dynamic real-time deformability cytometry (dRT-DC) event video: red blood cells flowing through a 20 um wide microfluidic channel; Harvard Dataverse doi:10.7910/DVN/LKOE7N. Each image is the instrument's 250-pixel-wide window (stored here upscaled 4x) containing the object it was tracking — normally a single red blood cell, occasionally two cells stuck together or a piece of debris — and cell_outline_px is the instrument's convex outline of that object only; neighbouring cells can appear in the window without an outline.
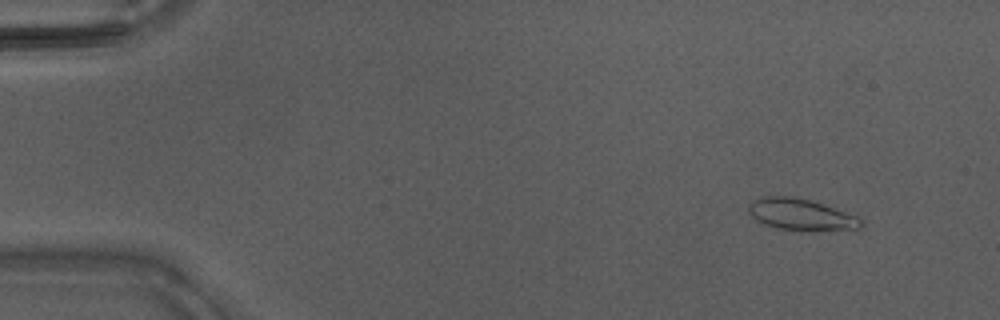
{"species": "Egyptian fruit bat (a non-hibernating species)", "species_latin": "Rousettus aegyptiacus", "temperature_condition": "warm", "stored_images_in_passage": 42, "camera_frame_rate_fps": 3000, "um_per_image_px": 0.085, "animal": {"sex": "male"}, "frame": {"image": 1, "passage_image": 1, "time_ms": 0.0, "image_size_px": [1000, 320], "cell_outline_px": [[864, 228], [860, 232], [812, 232], [776, 228], [764, 224], [756, 220], [748, 212], [748, 204], [752, 200], [764, 196], [788, 196], [808, 200], [856, 216], [864, 220]], "centroid_in_image_um": [68.2, 18.31], "position_along_channel_um": 16.8, "area_um2": 21.5}}
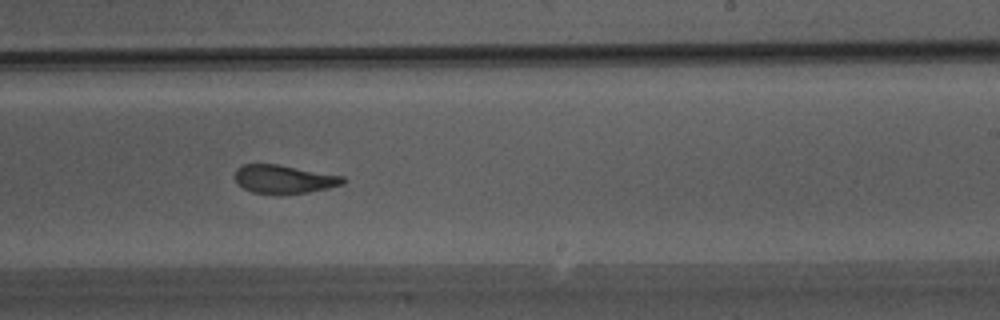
{"frame": {"image": 2, "passage_image": 25, "time_ms": 8.0, "image_size_px": [1000, 320], "cell_outline_px": [[348, 180], [344, 184], [328, 188], [308, 192], [252, 192], [236, 184], [236, 168], [240, 164], [276, 164], [344, 176]], "centroid_in_image_um": [24.15, 15.2], "position_along_channel_um": 264.8, "area_um2": 17.51}}
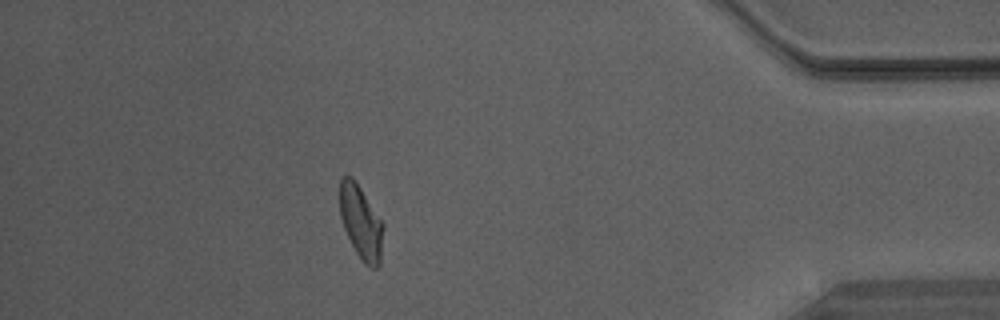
{"frame": {"image": 3, "passage_image": 37, "time_ms": 12.0, "image_size_px": [1000, 320], "cell_outline_px": [[384, 228], [380, 264], [376, 268], [372, 268], [364, 264], [356, 252], [344, 228], [340, 216], [340, 180], [344, 176], [352, 176], [356, 180], [384, 224]], "centroid_in_image_um": [30.7, 18.89], "position_along_channel_um": 404.5, "area_um2": 18.73}}